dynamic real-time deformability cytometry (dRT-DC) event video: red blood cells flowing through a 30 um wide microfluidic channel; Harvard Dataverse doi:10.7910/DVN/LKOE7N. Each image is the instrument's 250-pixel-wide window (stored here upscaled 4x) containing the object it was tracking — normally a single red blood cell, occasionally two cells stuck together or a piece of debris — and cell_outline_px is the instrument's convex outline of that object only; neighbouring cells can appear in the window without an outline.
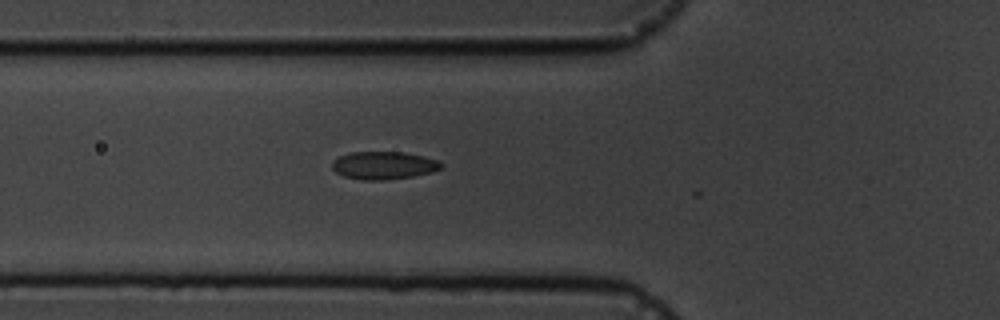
{"species": "common noctule bat (a hibernating species)", "species_latin": "Nyctalus noctula", "temperature_condition": "cold", "stored_images_in_passage": 4, "camera_frame_rate_fps": 3000, "um_per_image_px": 0.085, "animal": {"sex": "male", "body_mass_g": 19.5, "forearm_length_mm": 54.6}, "frame": {"image": 1, "passage_image": 3, "time_ms": 2.333, "image_size_px": [1000, 320], "cell_outline_px": [[444, 164], [440, 168], [432, 172], [412, 176], [384, 180], [364, 180], [344, 176], [336, 172], [332, 168], [332, 164], [340, 156], [352, 152], [404, 152], [424, 156], [436, 160]], "centroid_in_image_um": [32.63, 14.05], "position_along_channel_um": 93.2, "area_um2": 17.46}}